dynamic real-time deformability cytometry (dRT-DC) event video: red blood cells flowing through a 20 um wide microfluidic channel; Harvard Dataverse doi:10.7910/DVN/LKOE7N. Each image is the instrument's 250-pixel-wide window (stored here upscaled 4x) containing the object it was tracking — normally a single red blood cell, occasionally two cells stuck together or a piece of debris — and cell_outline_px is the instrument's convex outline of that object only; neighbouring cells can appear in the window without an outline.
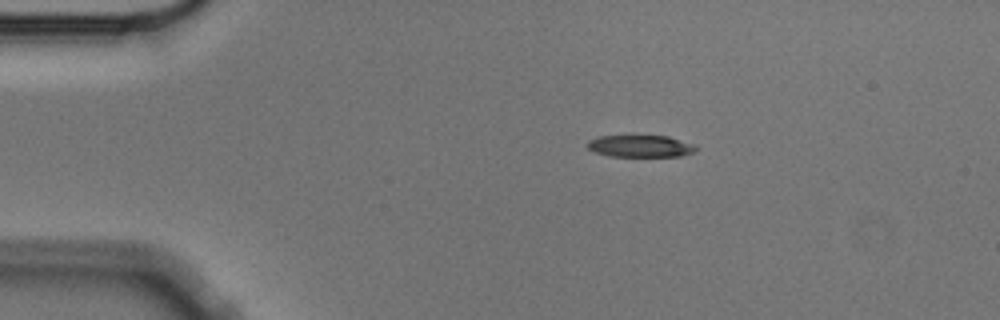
{"species": "Egyptian fruit bat (a non-hibernating species)", "species_latin": "Rousettus aegyptiacus", "temperature_condition": "cold", "stored_images_in_passage": 2, "camera_frame_rate_fps": 3000, "um_per_image_px": 0.085, "animal": {"sex": "male"}, "frame": {"image": 1, "passage_image": 2, "time_ms": 0.333, "image_size_px": [1000, 320], "cell_outline_px": [[696, 148], [692, 152], [680, 156], [612, 156], [596, 152], [588, 148], [588, 140], [600, 136], [632, 132], [668, 136], [692, 144]], "centroid_in_image_um": [54.37, 12.35], "position_along_channel_um": 30.6, "area_um2": 14.51}}